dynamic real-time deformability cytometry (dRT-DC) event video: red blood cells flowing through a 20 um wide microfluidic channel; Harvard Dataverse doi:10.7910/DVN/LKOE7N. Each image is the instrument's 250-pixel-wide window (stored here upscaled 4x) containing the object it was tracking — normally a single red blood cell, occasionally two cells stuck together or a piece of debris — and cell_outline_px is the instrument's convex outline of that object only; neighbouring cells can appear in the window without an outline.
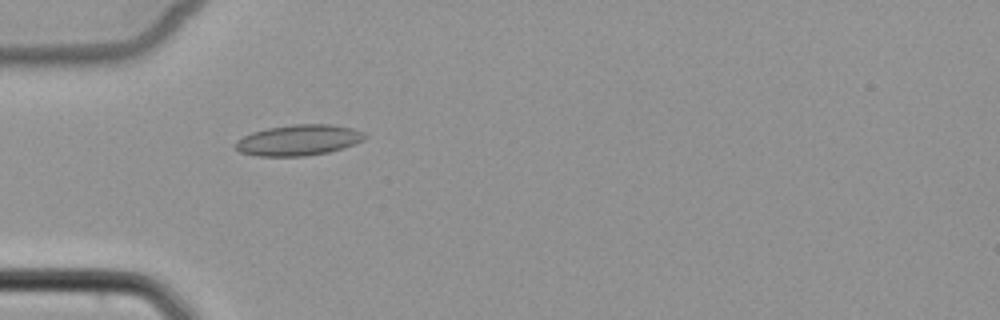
{"species": "common noctule bat (a hibernating species)", "species_latin": "Nyctalus noctula", "temperature_condition": "cold", "stored_images_in_passage": 5, "camera_frame_rate_fps": 3000, "um_per_image_px": 0.085, "animal": {"sex": "female", "body_mass_g": 22.7, "forearm_length_mm": 54.2}, "frame": {"image": 1, "passage_image": 2, "time_ms": 2.0, "image_size_px": [1000, 320], "cell_outline_px": [[368, 136], [364, 140], [328, 152], [304, 156], [256, 156], [240, 152], [232, 144], [236, 140], [252, 132], [268, 128], [292, 124], [332, 124], [352, 128], [364, 132]], "centroid_in_image_um": [25.35, 11.9], "position_along_channel_um": 59.6, "area_um2": 23.24}}
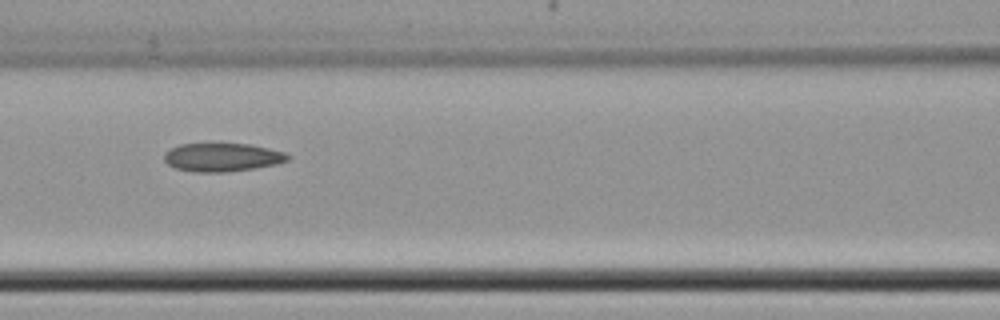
{"frame": {"image": 2, "passage_image": 4, "time_ms": 4.333, "image_size_px": [1000, 320], "cell_outline_px": [[292, 156], [288, 160], [276, 164], [256, 168], [228, 172], [192, 172], [176, 168], [168, 164], [164, 160], [164, 152], [180, 144], [248, 144], [268, 148], [284, 152]], "centroid_in_image_um": [18.9, 13.38], "position_along_channel_um": 147.7, "area_um2": 20.46}}
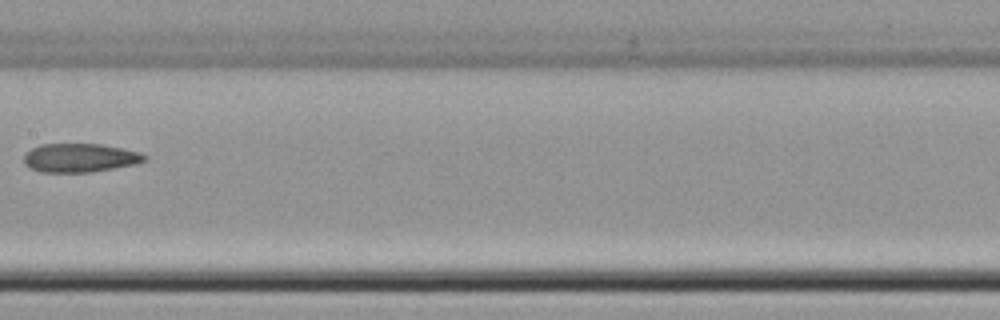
{"frame": {"image": 3, "passage_image": 5, "time_ms": 5.667, "image_size_px": [1000, 320], "cell_outline_px": [[148, 160], [136, 164], [92, 172], [40, 172], [24, 164], [24, 156], [32, 148], [40, 144], [100, 144], [140, 152], [148, 156]], "centroid_in_image_um": [6.82, 13.42], "position_along_channel_um": 200.6, "area_um2": 20.17}}